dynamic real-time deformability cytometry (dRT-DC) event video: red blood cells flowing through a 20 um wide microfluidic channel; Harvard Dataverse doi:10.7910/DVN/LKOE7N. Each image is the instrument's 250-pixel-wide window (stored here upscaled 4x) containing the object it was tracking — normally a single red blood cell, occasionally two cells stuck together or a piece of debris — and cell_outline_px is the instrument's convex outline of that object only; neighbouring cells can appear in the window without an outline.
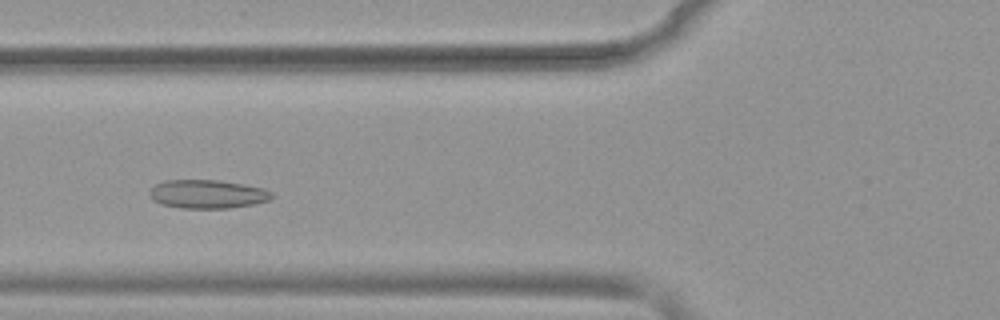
{"species": "common noctule bat (a hibernating species)", "species_latin": "Nyctalus noctula", "temperature_condition": "warm", "stored_images_in_passage": 33, "camera_frame_rate_fps": 3000, "um_per_image_px": 0.085, "animal": {"sex": "female", "body_mass_g": 19.9}, "frame": {"image": 1, "passage_image": 8, "time_ms": 2.333, "image_size_px": [1000, 320], "cell_outline_px": [[272, 196], [268, 200], [256, 204], [228, 208], [180, 208], [160, 204], [152, 200], [148, 196], [148, 192], [156, 184], [164, 180], [220, 180], [244, 184], [264, 188], [272, 192]], "centroid_in_image_um": [17.6, 16.5], "position_along_channel_um": 108.2, "area_um2": 20.58}}
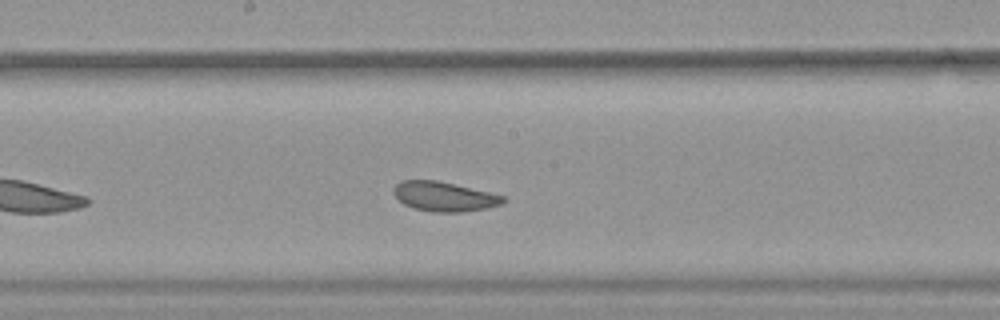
{"frame": {"image": 2, "passage_image": 16, "time_ms": 5.0, "image_size_px": [1000, 320], "cell_outline_px": [[508, 200], [500, 204], [488, 208], [460, 212], [432, 212], [412, 208], [404, 204], [392, 192], [392, 188], [400, 180], [436, 180], [488, 192], [504, 196]], "centroid_in_image_um": [37.73, 16.71], "position_along_channel_um": 210.5, "area_um2": 18.84}}
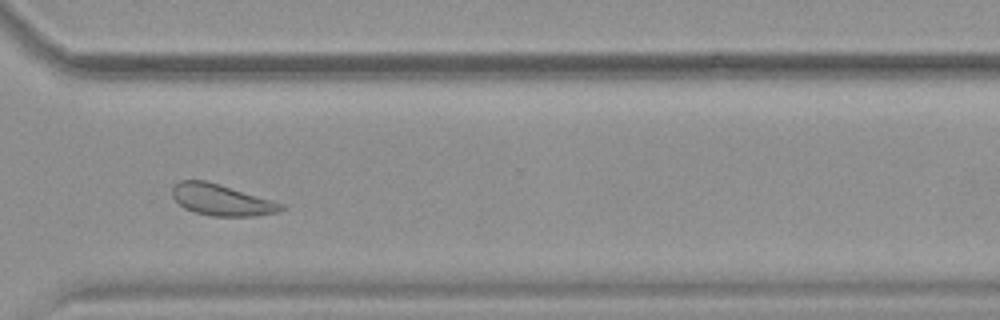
{"frame": {"image": 3, "passage_image": 27, "time_ms": 8.667, "image_size_px": [1000, 320], "cell_outline_px": [[284, 208], [276, 212], [256, 216], [212, 216], [196, 212], [184, 208], [172, 196], [172, 184], [180, 180], [204, 180], [220, 184], [272, 200], [284, 204]], "centroid_in_image_um": [18.8, 16.98], "position_along_channel_um": 351.8, "area_um2": 19.77}, "authors_computed_cell_mechanics": {"area_um2": 19.7676, "velocity_mm_per_s": 3.8389, "shape_relaxation_time_tau1_ms": 9.4778, "shape_relaxation_time_tau2_ms": 2.1074, "deformation_change_tau1": 0.1283, "deformation_change_tau2": 0.0786}}